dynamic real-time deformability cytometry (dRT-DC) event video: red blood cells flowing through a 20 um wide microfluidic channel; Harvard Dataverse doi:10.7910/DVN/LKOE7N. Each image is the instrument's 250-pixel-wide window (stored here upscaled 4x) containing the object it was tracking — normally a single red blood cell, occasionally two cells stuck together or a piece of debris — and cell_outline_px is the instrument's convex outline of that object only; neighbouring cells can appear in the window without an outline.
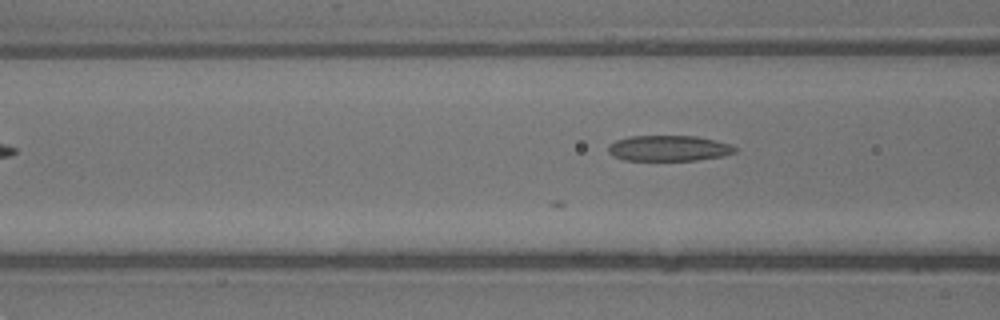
{"species": "common noctule bat (a hibernating species)", "species_latin": "Nyctalus noctula", "temperature_condition": "warm", "stored_images_in_passage": 6, "camera_frame_rate_fps": 3000, "um_per_image_px": 0.085, "animal": {"sex": "male", "body_mass_g": 13.3}, "frame": {"image": 1, "passage_image": 4, "time_ms": 1.0, "image_size_px": [1000, 320], "cell_outline_px": [[736, 152], [724, 156], [696, 160], [624, 160], [608, 152], [608, 144], [616, 140], [632, 136], [696, 136], [728, 144], [736, 148]], "centroid_in_image_um": [56.83, 12.6], "position_along_channel_um": 109.8, "area_um2": 18.73}}
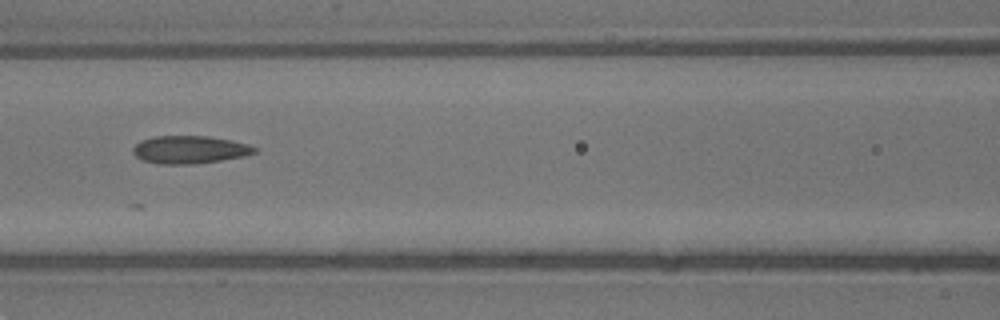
{"frame": {"image": 2, "passage_image": 5, "time_ms": 1.333, "image_size_px": [1000, 320], "cell_outline_px": [[256, 152], [244, 156], [220, 160], [192, 164], [156, 164], [140, 160], [132, 152], [132, 148], [140, 140], [152, 136], [208, 136], [232, 140], [248, 144], [256, 148]], "centroid_in_image_um": [16.07, 12.72], "position_along_channel_um": 150.5, "area_um2": 19.83}}